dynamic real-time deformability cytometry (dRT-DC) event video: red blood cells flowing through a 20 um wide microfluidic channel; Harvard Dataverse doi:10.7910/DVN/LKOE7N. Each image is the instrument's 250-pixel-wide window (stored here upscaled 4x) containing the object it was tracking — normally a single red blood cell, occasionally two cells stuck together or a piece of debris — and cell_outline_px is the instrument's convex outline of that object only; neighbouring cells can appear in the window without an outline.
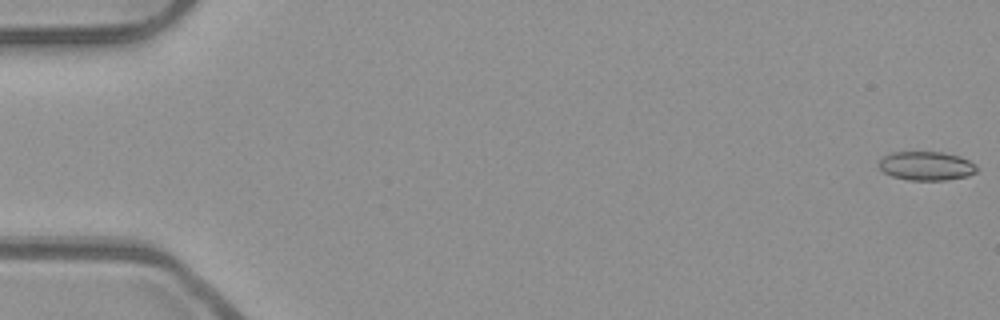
{"species": "common noctule bat (a hibernating species)", "species_latin": "Nyctalus noctula", "temperature_condition": "room temperature", "stored_images_in_passage": 53, "camera_frame_rate_fps": 3000, "um_per_image_px": 0.085, "animal": {"sex": "male", "body_mass_g": 23.1, "forearm_length_mm": 52.7}, "frame": {"image": 1, "passage_image": 1, "time_ms": 0.0, "image_size_px": [1000, 320], "cell_outline_px": [[976, 172], [968, 176], [944, 180], [908, 180], [892, 176], [884, 172], [876, 164], [884, 156], [892, 152], [940, 152], [960, 156], [976, 164]], "centroid_in_image_um": [78.72, 14.1], "position_along_channel_um": 6.3, "area_um2": 16.47}}
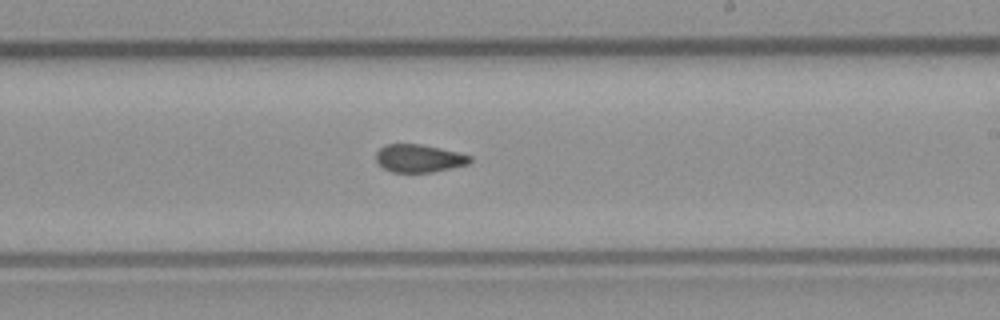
{"frame": {"image": 2, "passage_image": 32, "time_ms": 10.333, "image_size_px": [1000, 320], "cell_outline_px": [[472, 160], [468, 164], [432, 172], [392, 172], [384, 168], [376, 160], [376, 152], [384, 144], [420, 144], [440, 148], [472, 156]], "centroid_in_image_um": [35.6, 13.45], "position_along_channel_um": 253.4, "area_um2": 15.14}}
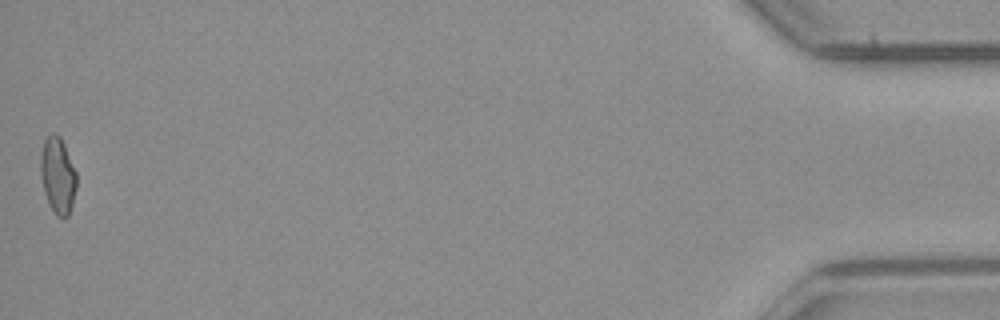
{"frame": {"image": 3, "passage_image": 53, "time_ms": 17.333, "image_size_px": [1000, 320], "cell_outline_px": [[76, 188], [72, 204], [68, 216], [64, 220], [56, 216], [44, 192], [40, 172], [40, 156], [44, 140], [52, 132], [56, 132], [60, 136], [64, 144], [76, 172]], "centroid_in_image_um": [4.9, 14.9], "position_along_channel_um": 430.3, "area_um2": 16.01}, "authors_computed_cell_mechanics": {"area_um2": 16.0684, "velocity_mm_per_s": 3.9643, "shape_relaxation_time_tau1_ms": null, "shape_relaxation_time_tau2_ms": 1.8929, "deformation_change_tau1": null, "deformation_change_tau2": 0.0767}}